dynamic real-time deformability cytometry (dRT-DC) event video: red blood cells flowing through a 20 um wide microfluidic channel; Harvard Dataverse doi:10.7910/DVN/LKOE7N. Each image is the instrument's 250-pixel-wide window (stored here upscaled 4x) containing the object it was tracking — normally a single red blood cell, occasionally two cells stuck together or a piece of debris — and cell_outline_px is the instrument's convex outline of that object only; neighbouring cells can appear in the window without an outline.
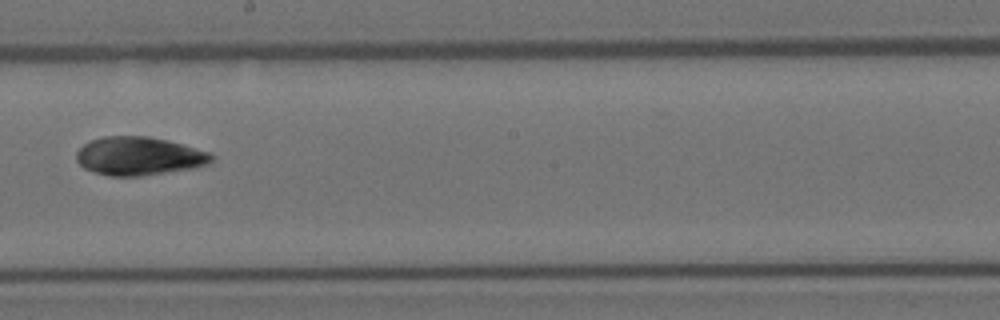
{"species": "Egyptian fruit bat (a non-hibernating species)", "species_latin": "Rousettus aegyptiacus", "temperature_condition": "room temperature", "stored_images_in_passage": 8, "camera_frame_rate_fps": 3000, "um_per_image_px": 0.085, "animal": {"sex": "female"}, "frame": {"image": 1, "passage_image": 8, "time_ms": 2.333, "image_size_px": [1000, 320], "cell_outline_px": [[216, 156], [208, 164], [192, 168], [140, 176], [108, 176], [92, 172], [84, 168], [76, 160], [76, 152], [84, 144], [92, 140], [104, 136], [148, 136], [168, 140], [212, 152]], "centroid_in_image_um": [11.83, 13.26], "position_along_channel_um": 236.4, "area_um2": 30.4}}